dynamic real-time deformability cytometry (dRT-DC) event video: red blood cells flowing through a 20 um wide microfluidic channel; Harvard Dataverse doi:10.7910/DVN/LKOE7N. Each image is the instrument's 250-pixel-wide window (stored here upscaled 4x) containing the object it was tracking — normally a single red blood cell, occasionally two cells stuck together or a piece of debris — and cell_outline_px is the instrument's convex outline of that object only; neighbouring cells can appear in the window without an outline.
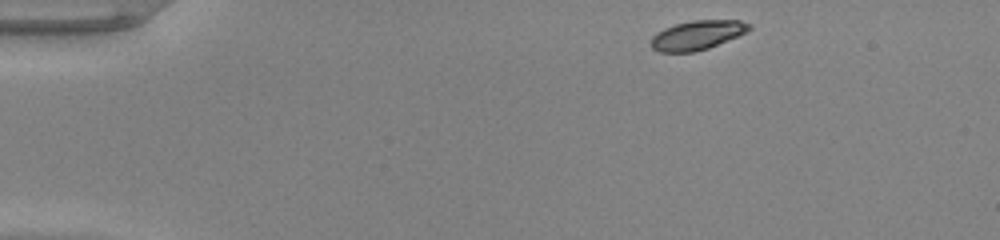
{"species": "common noctule bat (a hibernating species)", "species_latin": "Nyctalus noctula", "temperature_condition": "warm", "stored_images_in_passage": 45, "camera_frame_rate_fps": 3000, "um_per_image_px": 0.085, "animal": {"sex": "male", "body_mass_g": 20.0, "forearm_length_mm": 53.3}, "frame": {"image": 1, "passage_image": 1, "time_ms": 0.0, "image_size_px": [1000, 240], "cell_outline_px": [[752, 28], [736, 36], [708, 48], [692, 52], [660, 52], [652, 48], [652, 36], [656, 32], [664, 28], [676, 24], [692, 20], [740, 20], [752, 24]], "centroid_in_image_um": [59.25, 2.97], "position_along_channel_um": 25.7, "area_um2": 16.53}}
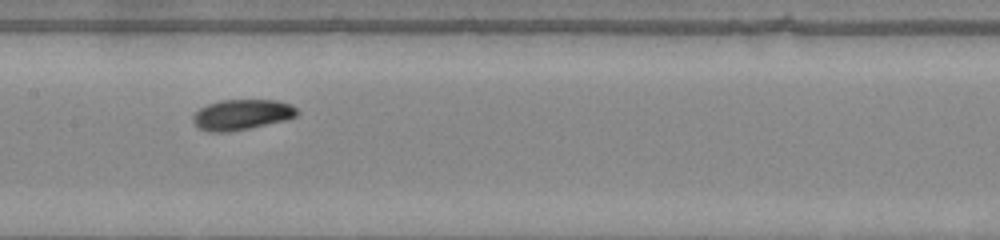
{"frame": {"image": 2, "passage_image": 20, "time_ms": 6.333, "image_size_px": [1000, 240], "cell_outline_px": [[300, 112], [296, 116], [288, 120], [228, 132], [208, 132], [200, 128], [192, 120], [192, 116], [200, 108], [208, 104], [220, 100], [276, 100], [288, 104], [296, 108]], "centroid_in_image_um": [20.56, 9.74], "position_along_channel_um": 186.8, "area_um2": 18.44}}
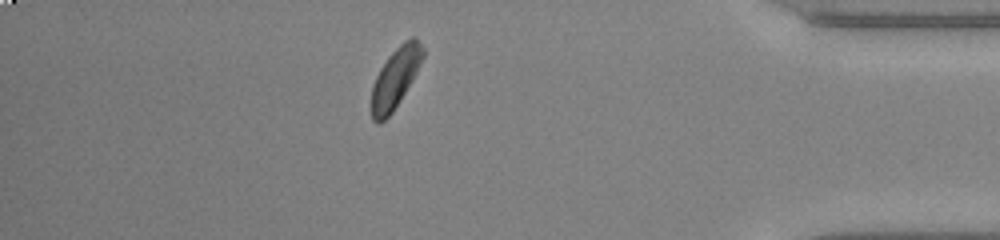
{"frame": {"image": 3, "passage_image": 39, "time_ms": 12.667, "image_size_px": [1000, 240], "cell_outline_px": [[424, 56], [416, 72], [400, 100], [392, 112], [380, 124], [376, 124], [372, 120], [372, 84], [380, 68], [388, 56], [404, 40], [412, 36], [416, 36], [424, 48]], "centroid_in_image_um": [33.6, 6.6], "position_along_channel_um": 401.6, "area_um2": 17.92}, "authors_computed_cell_mechanics": {"area_um2": 18.0336, "velocity_mm_per_s": 3.9361, "shape_relaxation_time_tau1_ms": 2.0695, "shape_relaxation_time_tau2_ms": null, "deformation_change_tau1": 0.118, "deformation_change_tau2": null}}